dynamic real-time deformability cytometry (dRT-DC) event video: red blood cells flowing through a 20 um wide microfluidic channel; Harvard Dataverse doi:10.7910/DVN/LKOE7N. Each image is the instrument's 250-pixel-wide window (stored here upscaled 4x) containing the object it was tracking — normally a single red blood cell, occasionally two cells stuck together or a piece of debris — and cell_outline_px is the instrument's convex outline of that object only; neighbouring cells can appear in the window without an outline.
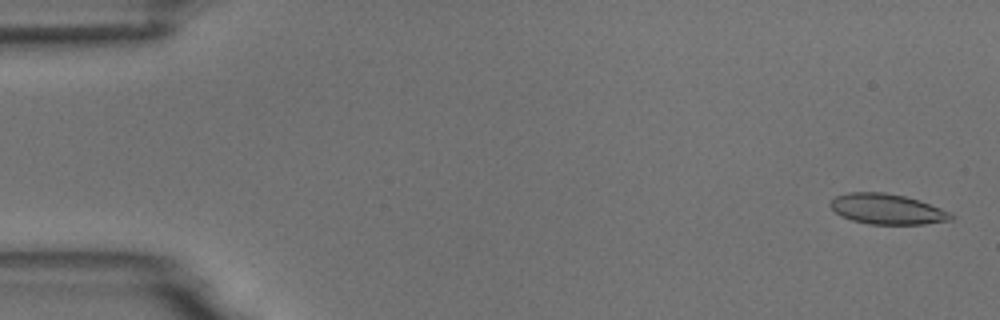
{"species": "common noctule bat (a hibernating species)", "species_latin": "Nyctalus noctula", "temperature_condition": "room temperature", "stored_images_in_passage": 5, "camera_frame_rate_fps": 3000, "um_per_image_px": 0.085, "animal": {"sex": "male", "body_mass_g": 18.8}, "frame": {"image": 1, "passage_image": 1, "time_ms": 0.0, "image_size_px": [1000, 320], "cell_outline_px": [[956, 216], [952, 220], [924, 224], [868, 224], [852, 220], [840, 216], [828, 204], [836, 196], [848, 192], [884, 192], [904, 196], [920, 200], [952, 212]], "centroid_in_image_um": [75.44, 17.77], "position_along_channel_um": 9.6, "area_um2": 21.56}}
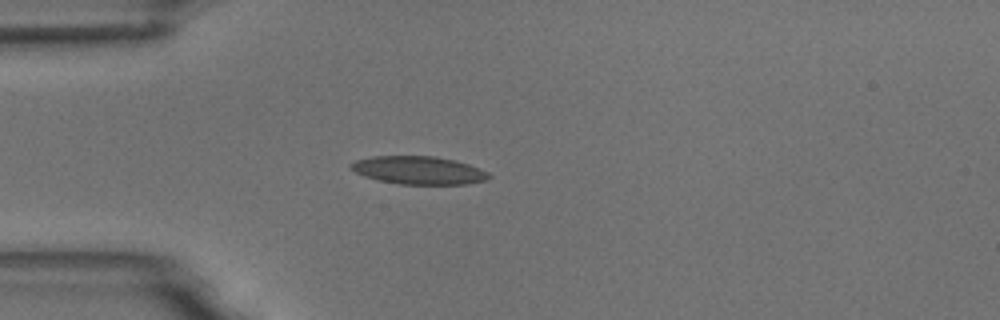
{"frame": {"image": 2, "passage_image": 5, "time_ms": 4.333, "image_size_px": [1000, 320], "cell_outline_px": [[492, 176], [488, 180], [468, 184], [396, 184], [364, 176], [348, 168], [348, 164], [356, 160], [372, 156], [436, 156], [456, 160], [468, 164], [488, 172]], "centroid_in_image_um": [35.59, 14.47], "position_along_channel_um": 49.4, "area_um2": 22.72}}